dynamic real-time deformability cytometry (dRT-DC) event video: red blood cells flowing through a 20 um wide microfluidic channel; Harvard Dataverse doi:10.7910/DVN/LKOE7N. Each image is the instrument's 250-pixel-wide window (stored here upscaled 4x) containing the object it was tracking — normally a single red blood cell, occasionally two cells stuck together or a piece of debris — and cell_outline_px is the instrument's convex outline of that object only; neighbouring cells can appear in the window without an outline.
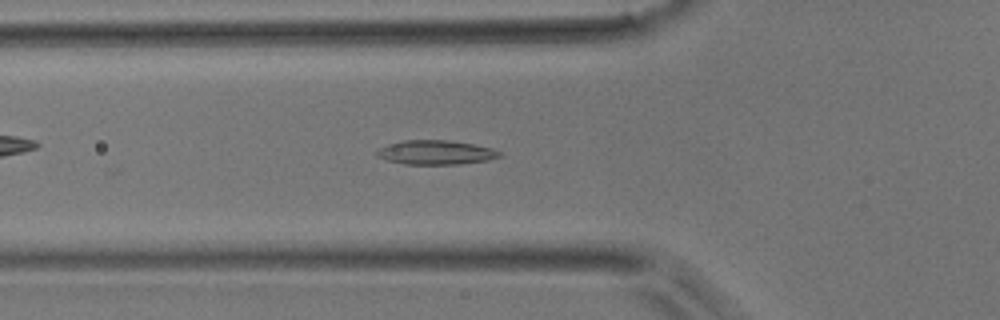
{"species": "common noctule bat (a hibernating species)", "species_latin": "Nyctalus noctula", "temperature_condition": "room temperature", "stored_images_in_passage": 48, "camera_frame_rate_fps": 3000, "um_per_image_px": 0.085, "animal": {"sex": "male", "body_mass_g": 17.9}, "frame": {"image": 1, "passage_image": 16, "time_ms": 5.0, "image_size_px": [1000, 320], "cell_outline_px": [[504, 156], [488, 160], [460, 164], [404, 164], [388, 160], [376, 156], [376, 152], [380, 148], [388, 144], [404, 140], [444, 140], [472, 144], [492, 148], [504, 152]], "centroid_in_image_um": [37.09, 12.96], "position_along_channel_um": 88.7, "area_um2": 17.34}}
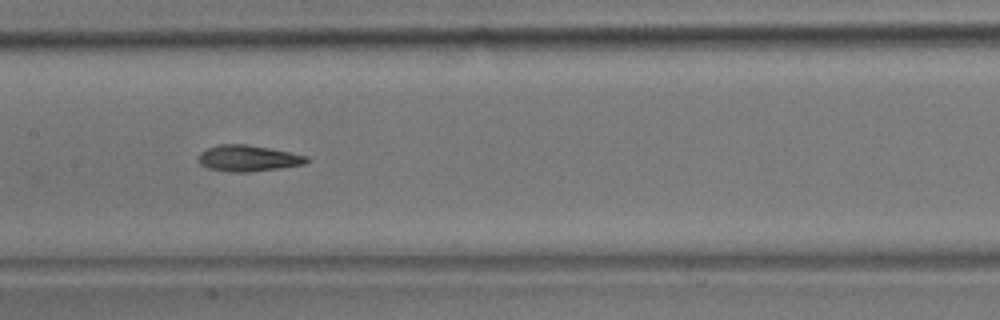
{"frame": {"image": 2, "passage_image": 23, "time_ms": 7.333, "image_size_px": [1000, 320], "cell_outline_px": [[312, 160], [304, 164], [280, 168], [248, 172], [228, 172], [208, 168], [200, 164], [196, 156], [200, 152], [208, 148], [220, 144], [248, 144], [272, 148], [308, 156]], "centroid_in_image_um": [21.1, 13.45], "position_along_channel_um": 186.3, "area_um2": 16.76}}
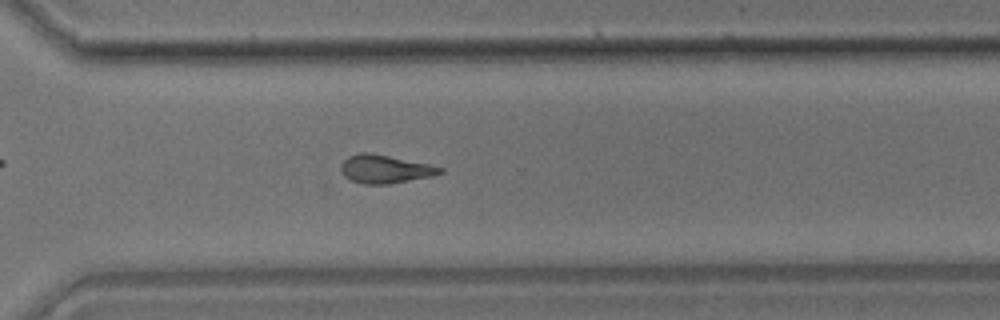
{"frame": {"image": 3, "passage_image": 34, "time_ms": 11.0, "image_size_px": [1000, 320], "cell_outline_px": [[444, 172], [432, 176], [388, 184], [364, 184], [352, 180], [344, 176], [340, 168], [340, 164], [348, 156], [360, 152], [372, 152], [428, 164], [444, 168]], "centroid_in_image_um": [32.71, 14.36], "position_along_channel_um": 337.9, "area_um2": 16.36}}